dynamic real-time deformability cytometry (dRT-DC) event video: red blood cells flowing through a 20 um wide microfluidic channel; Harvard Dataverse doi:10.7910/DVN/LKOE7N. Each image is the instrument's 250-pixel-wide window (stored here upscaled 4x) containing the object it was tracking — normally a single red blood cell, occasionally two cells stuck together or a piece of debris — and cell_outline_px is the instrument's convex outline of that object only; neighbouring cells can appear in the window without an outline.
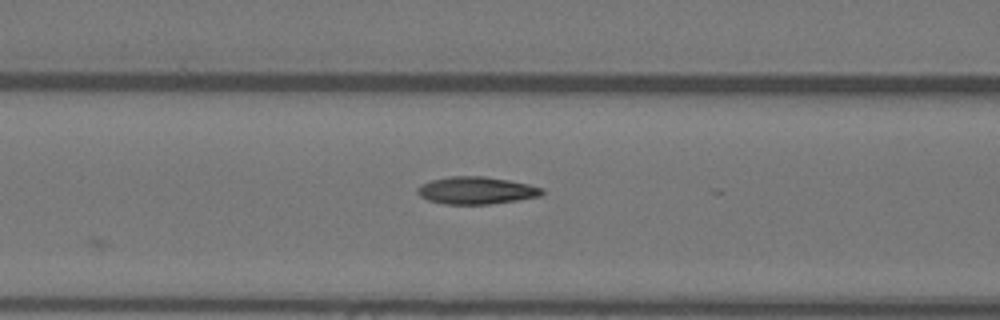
{"species": "Egyptian fruit bat (a non-hibernating species)", "species_latin": "Rousettus aegyptiacus", "temperature_condition": "warm", "stored_images_in_passage": 5, "camera_frame_rate_fps": 3000, "um_per_image_px": 0.085, "animal": {"sex": "female"}, "frame": {"image": 1, "passage_image": 5, "time_ms": 1.333, "image_size_px": [1000, 320], "cell_outline_px": [[544, 192], [540, 196], [516, 200], [488, 204], [444, 204], [428, 200], [420, 196], [416, 192], [416, 188], [420, 184], [432, 180], [452, 176], [484, 176], [508, 180], [528, 184], [544, 188]], "centroid_in_image_um": [40.46, 16.18], "position_along_channel_um": 126.1, "area_um2": 19.83}}